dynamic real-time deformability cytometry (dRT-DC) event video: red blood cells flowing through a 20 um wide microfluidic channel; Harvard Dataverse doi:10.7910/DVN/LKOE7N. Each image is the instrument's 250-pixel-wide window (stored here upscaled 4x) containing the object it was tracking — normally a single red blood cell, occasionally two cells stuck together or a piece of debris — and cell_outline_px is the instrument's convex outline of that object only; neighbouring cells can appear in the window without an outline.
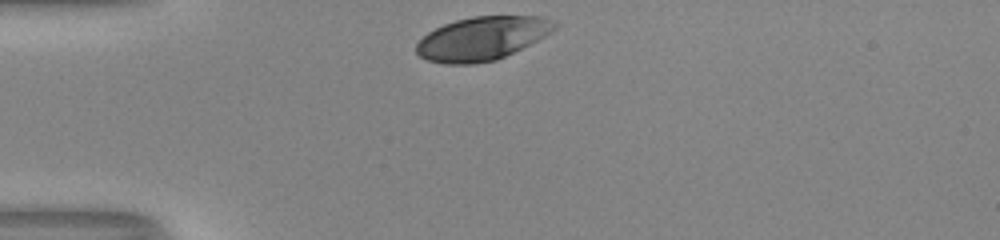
{"species": "human", "species_latin": "Homo sapiens", "temperature_condition": "room temperature", "stored_images_in_passage": 29, "camera_frame_rate_fps": 3000, "um_per_image_px": 0.085, "donor": {"sex": "male"}, "frame": {"image": 1, "passage_image": 1, "time_ms": 0.0, "image_size_px": [1000, 240], "cell_outline_px": [[560, 24], [552, 32], [496, 60], [472, 64], [444, 64], [428, 60], [420, 56], [416, 52], [416, 44], [428, 32], [444, 24], [456, 20], [472, 16], [544, 16], [556, 20]], "centroid_in_image_um": [41.0, 3.25], "position_along_channel_um": 44.0, "area_um2": 34.97}}
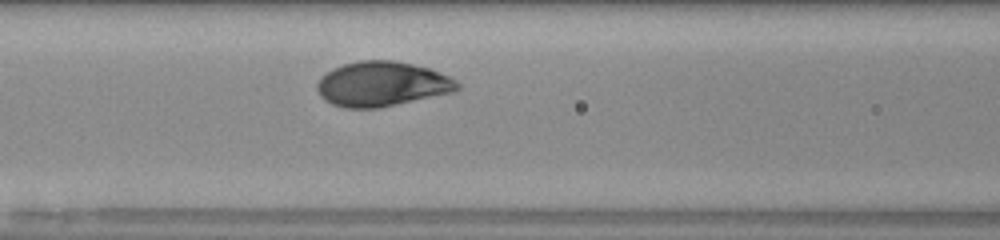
{"frame": {"image": 2, "passage_image": 10, "time_ms": 3.0, "image_size_px": [1000, 240], "cell_outline_px": [[460, 88], [452, 92], [380, 108], [344, 108], [332, 104], [324, 100], [320, 96], [316, 88], [316, 84], [320, 76], [332, 68], [344, 64], [360, 60], [392, 60], [412, 64], [428, 68], [440, 72], [456, 80], [460, 84]], "centroid_in_image_um": [32.43, 7.14], "position_along_channel_um": 134.2, "area_um2": 36.76}}
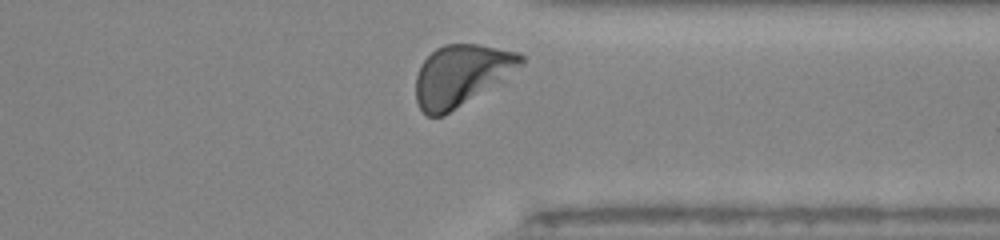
{"frame": {"image": 3, "passage_image": 28, "time_ms": 9.0, "image_size_px": [1000, 240], "cell_outline_px": [[524, 64], [500, 80], [444, 116], [428, 116], [420, 108], [416, 100], [416, 76], [420, 64], [436, 48], [444, 44], [480, 44], [520, 52], [524, 56]], "centroid_in_image_um": [39.18, 6.37], "position_along_channel_um": 372.2, "area_um2": 36.99}, "authors_computed_cell_mechanics": {"area_um2": 36.125, "velocity_mm_per_s": 3.9845, "shape_relaxation_time_tau1_ms": 2.4107, "shape_relaxation_time_tau2_ms": null, "deformation_change_tau1": 0.1437, "deformation_change_tau2": null}}